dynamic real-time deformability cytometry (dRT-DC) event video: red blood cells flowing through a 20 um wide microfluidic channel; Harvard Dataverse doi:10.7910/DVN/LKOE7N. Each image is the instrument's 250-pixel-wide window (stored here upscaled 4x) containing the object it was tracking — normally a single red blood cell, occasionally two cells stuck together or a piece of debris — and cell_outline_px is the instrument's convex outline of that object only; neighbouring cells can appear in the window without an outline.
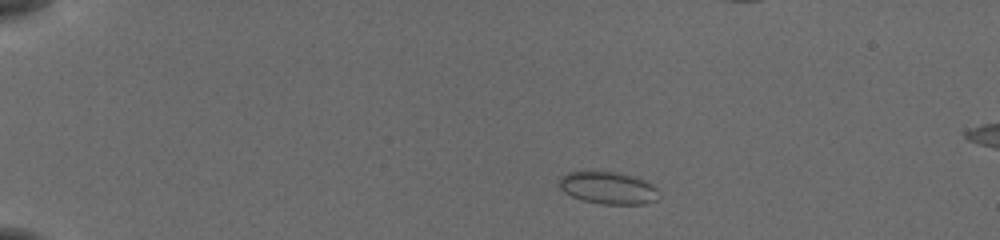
{"species": "common noctule bat (a hibernating species)", "species_latin": "Nyctalus noctula", "temperature_condition": "cold", "stored_images_in_passage": 16, "camera_frame_rate_fps": 3000, "um_per_image_px": 0.085, "animal": {"sex": "female", "body_mass_g": 19.5, "forearm_length_mm": 54.1}, "frame": {"image": 1, "passage_image": 1, "time_ms": 0.0, "image_size_px": [1000, 240], "cell_outline_px": [[660, 196], [656, 200], [644, 204], [600, 204], [580, 200], [564, 192], [556, 184], [556, 180], [560, 176], [568, 172], [612, 172], [644, 180], [652, 184], [656, 188]], "centroid_in_image_um": [51.63, 15.99], "position_along_channel_um": 33.4, "area_um2": 18.79}}
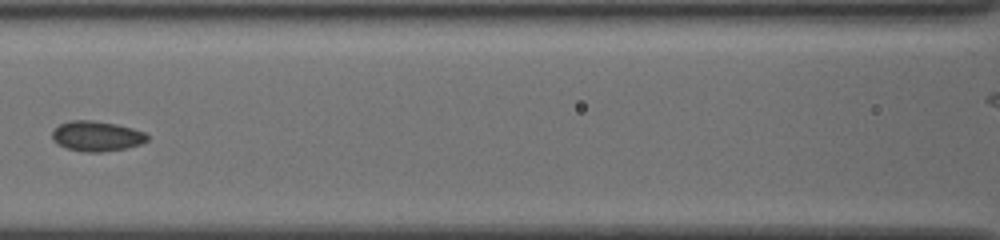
{"frame": {"image": 2, "passage_image": 14, "time_ms": 4.333, "image_size_px": [1000, 240], "cell_outline_px": [[148, 140], [140, 144], [128, 148], [104, 152], [84, 152], [68, 148], [52, 140], [52, 132], [60, 124], [72, 120], [92, 120], [132, 128], [144, 132], [148, 136]], "centroid_in_image_um": [8.23, 11.58], "position_along_channel_um": 158.4, "area_um2": 16.53}}
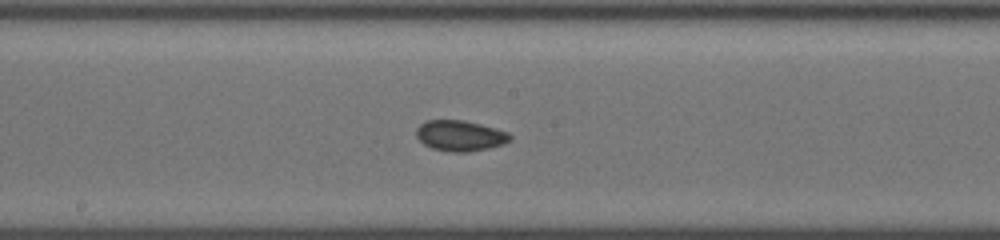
{"frame": {"image": 3, "passage_image": 16, "time_ms": 5.0, "image_size_px": [1000, 240], "cell_outline_px": [[512, 136], [504, 144], [488, 148], [468, 152], [448, 152], [432, 148], [424, 144], [416, 136], [416, 128], [420, 124], [428, 120], [464, 120], [480, 124], [508, 132]], "centroid_in_image_um": [39.09, 11.54], "position_along_channel_um": 209.1, "area_um2": 16.7}}